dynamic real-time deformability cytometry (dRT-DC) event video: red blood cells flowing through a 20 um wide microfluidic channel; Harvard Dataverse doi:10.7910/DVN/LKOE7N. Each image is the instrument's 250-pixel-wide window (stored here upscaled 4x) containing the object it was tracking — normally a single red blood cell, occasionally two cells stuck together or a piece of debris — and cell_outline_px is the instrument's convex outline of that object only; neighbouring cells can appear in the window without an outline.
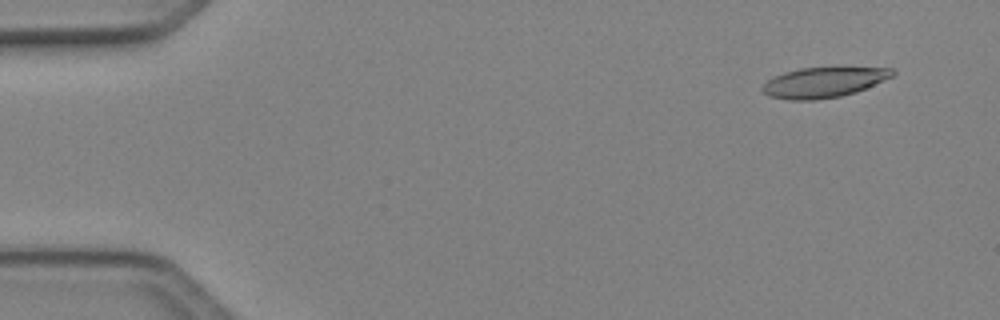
{"species": "Egyptian fruit bat (a non-hibernating species)", "species_latin": "Rousettus aegyptiacus", "temperature_condition": "cold", "stored_images_in_passage": 49, "camera_frame_rate_fps": 3000, "um_per_image_px": 0.085, "animal": {"sex": "female"}, "frame": {"image": 1, "passage_image": 4, "time_ms": 1.0, "image_size_px": [1000, 320], "cell_outline_px": [[896, 72], [892, 76], [856, 92], [840, 96], [816, 100], [788, 100], [768, 96], [760, 88], [768, 80], [784, 72], [800, 68], [892, 68]], "centroid_in_image_um": [69.97, 7.01], "position_along_channel_um": 15.0, "area_um2": 22.6}}
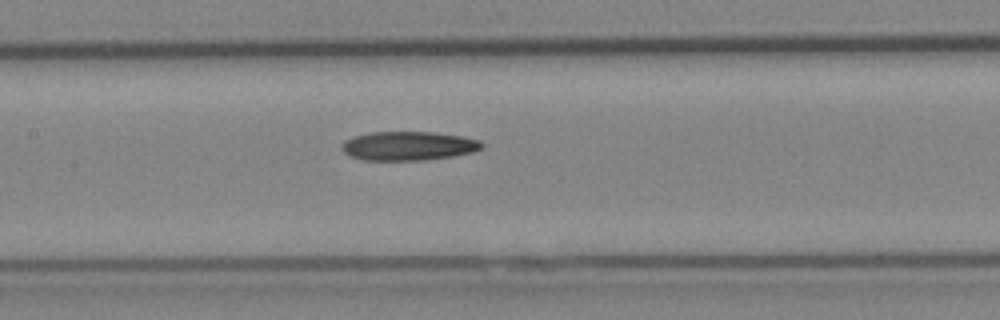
{"frame": {"image": 2, "passage_image": 24, "time_ms": 7.667, "image_size_px": [1000, 320], "cell_outline_px": [[484, 148], [472, 152], [452, 156], [424, 160], [364, 160], [348, 156], [340, 148], [340, 144], [344, 140], [352, 136], [372, 132], [432, 132], [464, 136], [480, 140], [484, 144]], "centroid_in_image_um": [34.69, 12.4], "position_along_channel_um": 172.7, "area_um2": 23.93}}
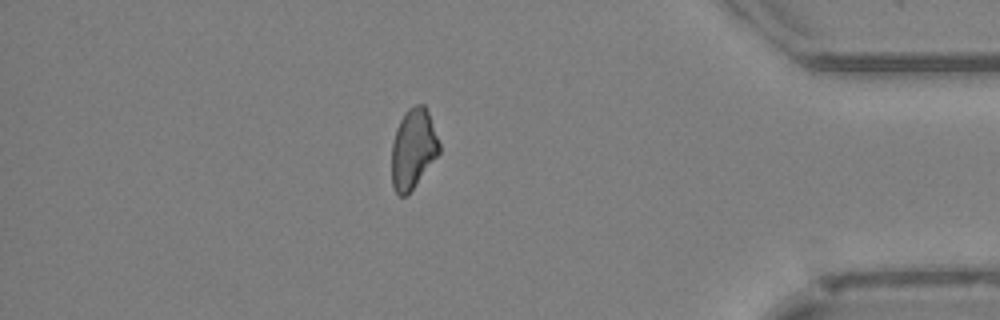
{"frame": {"image": 3, "passage_image": 43, "time_ms": 14.0, "image_size_px": [1000, 320], "cell_outline_px": [[440, 152], [412, 188], [404, 196], [400, 196], [396, 192], [392, 184], [392, 144], [396, 128], [404, 112], [408, 108], [416, 104], [424, 104], [428, 112], [440, 144]], "centroid_in_image_um": [35.11, 12.6], "position_along_channel_um": 400.1, "area_um2": 21.79}}